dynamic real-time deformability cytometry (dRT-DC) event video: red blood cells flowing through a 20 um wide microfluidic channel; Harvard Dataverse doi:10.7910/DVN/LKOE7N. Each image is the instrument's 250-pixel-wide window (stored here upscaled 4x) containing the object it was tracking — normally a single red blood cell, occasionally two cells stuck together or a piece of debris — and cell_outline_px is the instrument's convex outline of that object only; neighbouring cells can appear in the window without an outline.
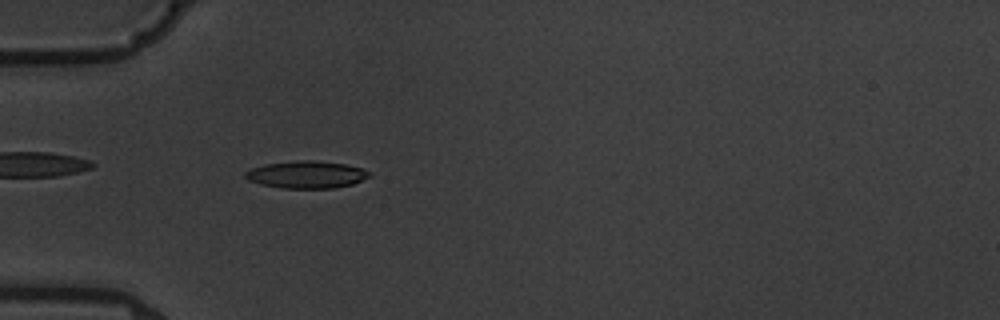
{"species": "common noctule bat (a hibernating species)", "species_latin": "Nyctalus noctula", "temperature_condition": "warm", "stored_images_in_passage": 6, "camera_frame_rate_fps": 3000, "um_per_image_px": 0.085, "animal": {"sex": "male", "body_mass_g": 19.5, "forearm_length_mm": 54.6}, "frame": {"image": 1, "passage_image": 6, "time_ms": 6.0, "image_size_px": [1000, 320], "cell_outline_px": [[372, 176], [352, 184], [332, 188], [284, 188], [260, 184], [248, 180], [244, 176], [244, 172], [252, 168], [268, 164], [300, 160], [312, 160], [344, 164], [364, 168], [372, 172]], "centroid_in_image_um": [26.09, 14.84], "position_along_channel_um": 58.9, "area_um2": 19.65}}